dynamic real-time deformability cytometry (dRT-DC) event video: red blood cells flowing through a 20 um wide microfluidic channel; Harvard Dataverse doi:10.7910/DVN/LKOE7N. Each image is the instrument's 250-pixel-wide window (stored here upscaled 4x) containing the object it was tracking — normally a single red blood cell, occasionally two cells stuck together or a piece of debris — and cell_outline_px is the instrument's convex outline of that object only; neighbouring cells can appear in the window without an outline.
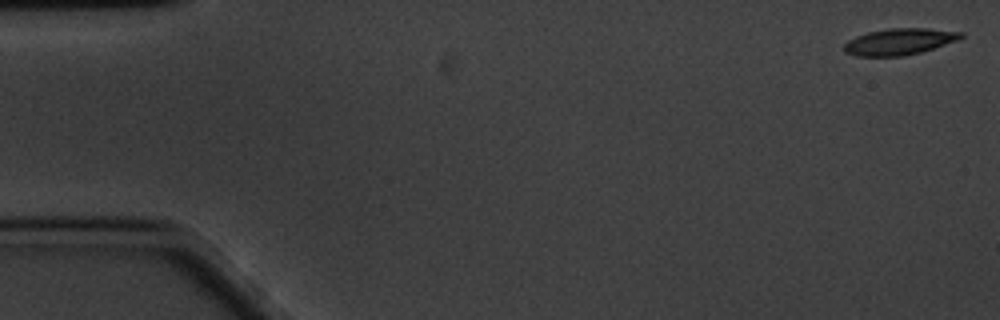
{"species": "common noctule bat (a hibernating species)", "species_latin": "Nyctalus noctula", "temperature_condition": "cold", "stored_images_in_passage": 57, "camera_frame_rate_fps": 3000, "um_per_image_px": 0.085, "animal": {"sex": "male", "body_mass_g": 20.1, "forearm_length_mm": 53.5}, "frame": {"image": 1, "passage_image": 1, "time_ms": 0.0, "image_size_px": [1000, 320], "cell_outline_px": [[964, 36], [956, 40], [920, 52], [900, 56], [856, 56], [844, 52], [844, 44], [848, 40], [856, 36], [868, 32], [888, 28], [928, 28], [964, 32]], "centroid_in_image_um": [76.41, 3.53], "position_along_channel_um": 8.6, "area_um2": 17.86}}
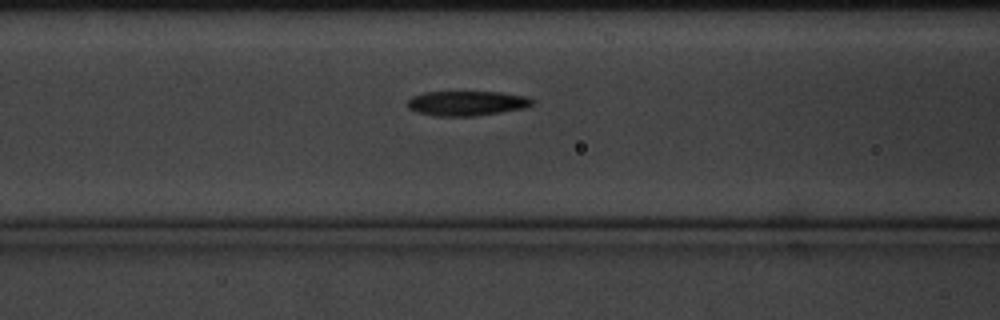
{"frame": {"image": 2, "passage_image": 23, "time_ms": 7.333, "image_size_px": [1000, 320], "cell_outline_px": [[536, 100], [532, 104], [524, 108], [476, 116], [436, 116], [416, 112], [408, 108], [408, 100], [412, 96], [424, 92], [500, 92], [528, 96]], "centroid_in_image_um": [39.69, 8.77], "position_along_channel_um": 126.9, "area_um2": 18.09}}
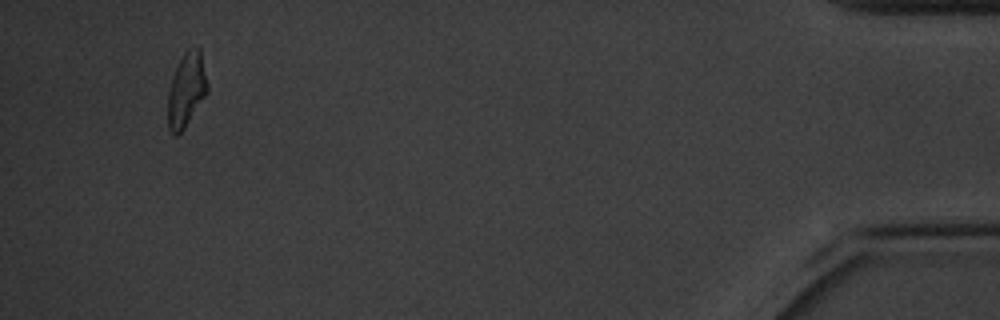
{"frame": {"image": 3, "passage_image": 56, "time_ms": 18.333, "image_size_px": [1000, 320], "cell_outline_px": [[208, 92], [184, 128], [176, 136], [168, 128], [168, 92], [172, 76], [184, 52], [188, 48], [200, 48], [208, 84]], "centroid_in_image_um": [15.85, 7.62], "position_along_channel_um": 419.4, "area_um2": 16.94}}